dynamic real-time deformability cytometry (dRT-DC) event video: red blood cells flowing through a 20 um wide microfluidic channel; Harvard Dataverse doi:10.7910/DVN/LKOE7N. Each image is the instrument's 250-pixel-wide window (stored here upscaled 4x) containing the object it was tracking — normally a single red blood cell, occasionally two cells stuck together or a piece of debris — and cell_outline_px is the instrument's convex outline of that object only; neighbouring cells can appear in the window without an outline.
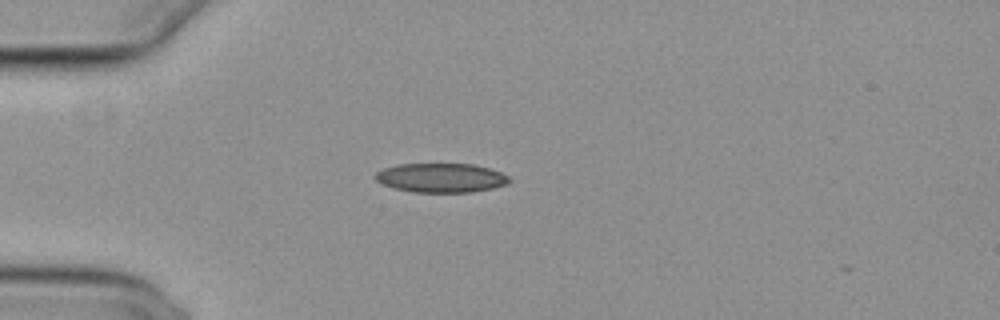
{"species": "common noctule bat (a hibernating species)", "species_latin": "Nyctalus noctula", "temperature_condition": "cold", "stored_images_in_passage": 14, "camera_frame_rate_fps": 3000, "um_per_image_px": 0.085, "animal": {"sex": "female", "body_mass_g": 29.2, "forearm_length_mm": 56.3}, "frame": {"image": 1, "passage_image": 13, "time_ms": 4.0, "image_size_px": [1000, 320], "cell_outline_px": [[512, 180], [508, 184], [492, 188], [472, 192], [412, 192], [392, 188], [376, 180], [372, 176], [376, 172], [384, 168], [396, 164], [472, 164], [488, 168], [500, 172], [508, 176]], "centroid_in_image_um": [37.47, 15.11], "position_along_channel_um": 47.5, "area_um2": 22.89}}